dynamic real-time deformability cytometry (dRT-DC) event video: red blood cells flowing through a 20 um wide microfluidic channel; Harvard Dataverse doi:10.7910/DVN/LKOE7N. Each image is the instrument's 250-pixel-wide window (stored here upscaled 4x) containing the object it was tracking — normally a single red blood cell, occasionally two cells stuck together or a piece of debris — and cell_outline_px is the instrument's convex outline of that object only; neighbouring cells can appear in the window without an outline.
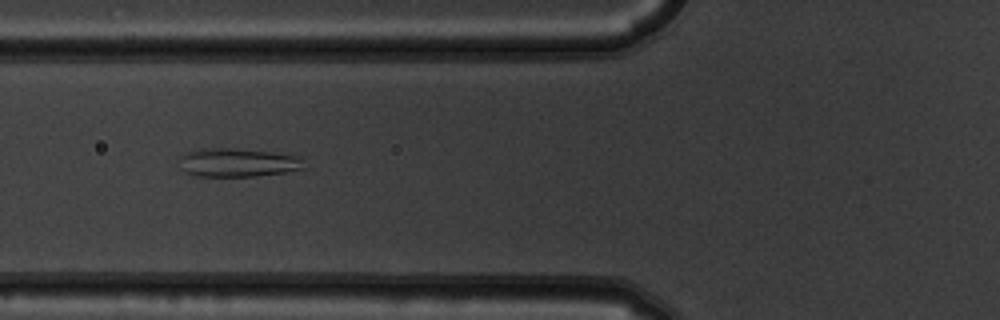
{"species": "common noctule bat (a hibernating species)", "species_latin": "Nyctalus noctula", "temperature_condition": "warm", "stored_images_in_passage": 9, "camera_frame_rate_fps": 3000, "um_per_image_px": 0.085, "animal": {"sex": "male", "body_mass_g": 19.5, "forearm_length_mm": 54.6}, "frame": {"image": 1, "passage_image": 6, "time_ms": 1.667, "image_size_px": [1000, 320], "cell_outline_px": [[304, 168], [284, 172], [256, 176], [192, 176], [184, 172], [180, 168], [180, 156], [184, 152], [200, 148], [232, 148], [272, 152], [304, 156]], "centroid_in_image_um": [20.19, 13.81], "position_along_channel_um": 105.6, "area_um2": 21.15}}